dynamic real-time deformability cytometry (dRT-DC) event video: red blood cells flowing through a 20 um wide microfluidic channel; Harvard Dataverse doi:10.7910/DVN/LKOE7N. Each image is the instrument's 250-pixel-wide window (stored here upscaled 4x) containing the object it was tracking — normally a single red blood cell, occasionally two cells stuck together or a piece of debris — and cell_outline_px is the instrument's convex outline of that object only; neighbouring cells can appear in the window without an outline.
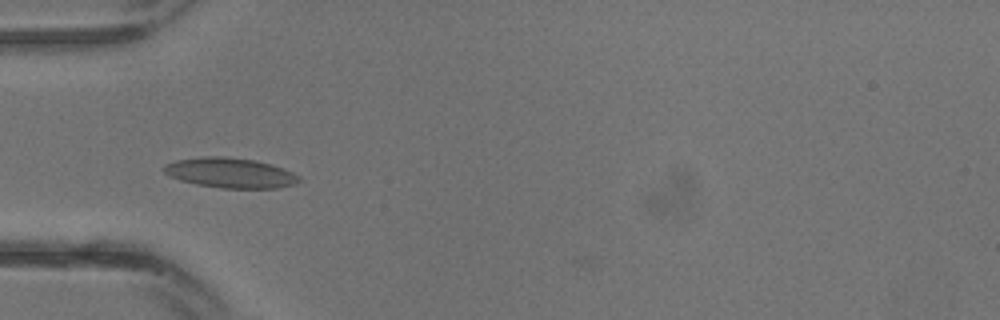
{"species": "common noctule bat (a hibernating species)", "species_latin": "Nyctalus noctula", "temperature_condition": "warm", "stored_images_in_passage": 24, "camera_frame_rate_fps": 3000, "um_per_image_px": 0.085, "animal": {"sex": "male", "body_mass_g": 13.3}, "frame": {"image": 1, "passage_image": 3, "time_ms": 0.667, "image_size_px": [1000, 320], "cell_outline_px": [[304, 180], [296, 184], [276, 188], [224, 188], [196, 184], [180, 180], [168, 176], [164, 172], [164, 164], [176, 160], [204, 156], [224, 156], [256, 160], [272, 164], [284, 168], [300, 176]], "centroid_in_image_um": [19.61, 14.69], "position_along_channel_um": 65.4, "area_um2": 23.93}}
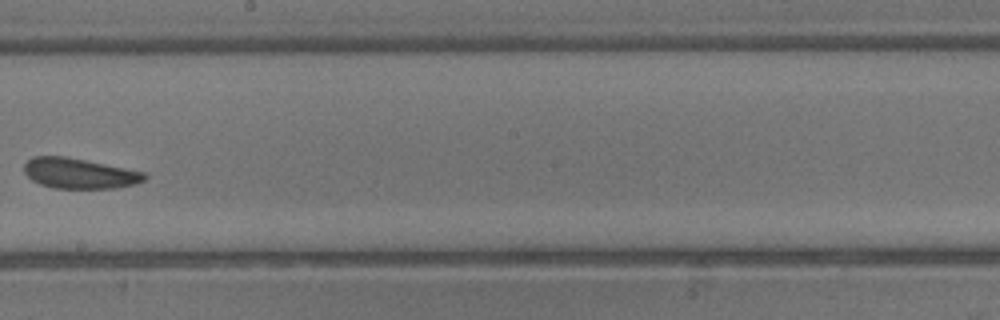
{"frame": {"image": 2, "passage_image": 11, "time_ms": 3.333, "image_size_px": [1000, 320], "cell_outline_px": [[148, 176], [144, 180], [136, 184], [116, 188], [56, 188], [40, 184], [32, 180], [24, 172], [24, 164], [32, 156], [64, 156], [144, 172]], "centroid_in_image_um": [6.73, 14.74], "position_along_channel_um": 241.5, "area_um2": 21.1}}
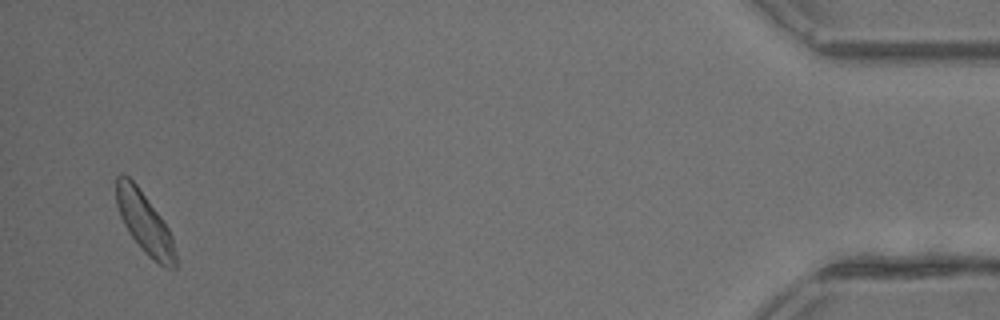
{"frame": {"image": 3, "passage_image": 23, "time_ms": 7.333, "image_size_px": [1000, 320], "cell_outline_px": [[176, 268], [164, 268], [148, 256], [140, 248], [124, 224], [120, 216], [116, 204], [116, 176], [120, 172], [128, 176], [136, 184], [160, 216], [168, 228], [172, 236], [176, 252]], "centroid_in_image_um": [12.29, 18.94], "position_along_channel_um": 422.9, "area_um2": 21.04}}